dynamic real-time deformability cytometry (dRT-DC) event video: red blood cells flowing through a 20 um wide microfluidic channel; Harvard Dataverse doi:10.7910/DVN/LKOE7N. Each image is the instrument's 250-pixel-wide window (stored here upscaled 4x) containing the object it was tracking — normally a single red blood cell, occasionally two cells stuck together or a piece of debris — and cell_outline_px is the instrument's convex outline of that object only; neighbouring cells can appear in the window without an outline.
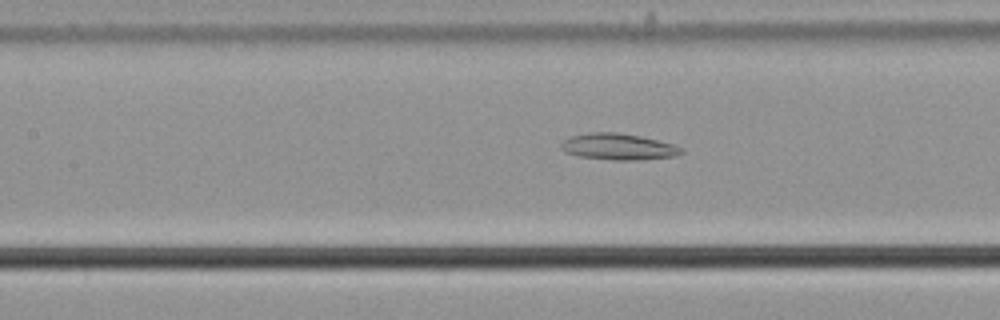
{"species": "common noctule bat (a hibernating species)", "species_latin": "Nyctalus noctula", "temperature_condition": "cold", "stored_images_in_passage": 25, "camera_frame_rate_fps": 3000, "um_per_image_px": 0.085, "animal": {"sex": "male", "body_mass_g": 21.5, "forearm_length_mm": 52.0}, "frame": {"image": 1, "passage_image": 12, "time_ms": 3.667, "image_size_px": [1000, 320], "cell_outline_px": [[684, 152], [676, 156], [636, 160], [612, 160], [576, 156], [564, 152], [560, 148], [560, 144], [564, 140], [572, 136], [588, 132], [616, 132], [640, 136], [672, 144], [684, 148]], "centroid_in_image_um": [52.53, 12.47], "position_along_channel_um": 154.9, "area_um2": 18.55}}
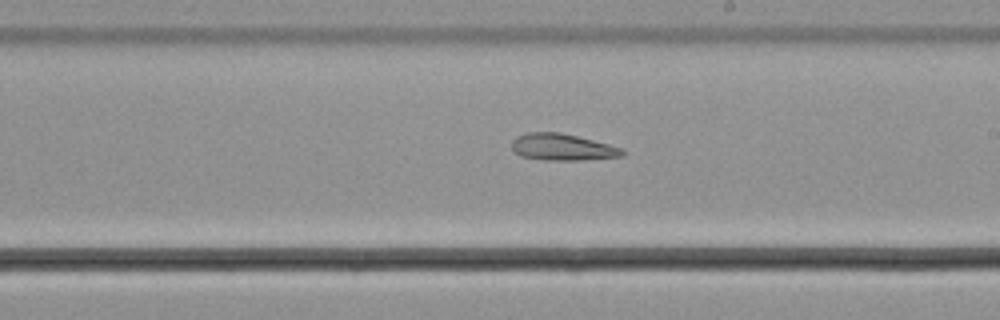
{"frame": {"image": 2, "passage_image": 19, "time_ms": 6.0, "image_size_px": [1000, 320], "cell_outline_px": [[624, 156], [580, 160], [544, 160], [520, 156], [512, 152], [512, 140], [516, 136], [528, 132], [560, 132], [624, 148]], "centroid_in_image_um": [47.76, 12.51], "position_along_channel_um": 241.2, "area_um2": 17.28}}
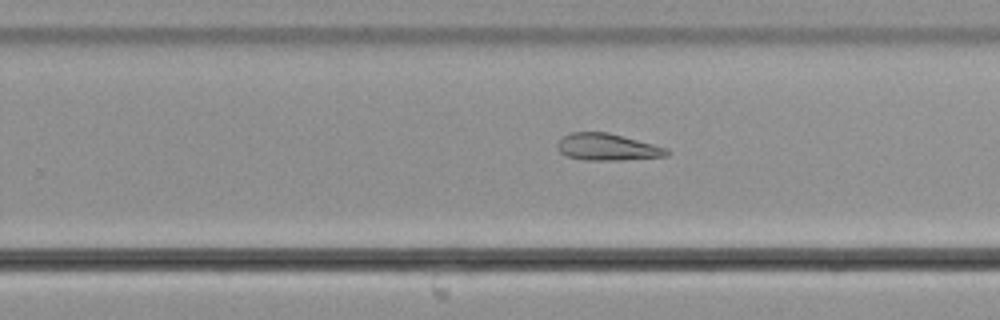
{"frame": {"image": 3, "passage_image": 22, "time_ms": 7.0, "image_size_px": [1000, 320], "cell_outline_px": [[668, 156], [620, 160], [584, 160], [568, 156], [560, 152], [556, 144], [568, 132], [608, 132], [668, 148]], "centroid_in_image_um": [51.62, 12.5], "position_along_channel_um": 278.2, "area_um2": 17.05}}